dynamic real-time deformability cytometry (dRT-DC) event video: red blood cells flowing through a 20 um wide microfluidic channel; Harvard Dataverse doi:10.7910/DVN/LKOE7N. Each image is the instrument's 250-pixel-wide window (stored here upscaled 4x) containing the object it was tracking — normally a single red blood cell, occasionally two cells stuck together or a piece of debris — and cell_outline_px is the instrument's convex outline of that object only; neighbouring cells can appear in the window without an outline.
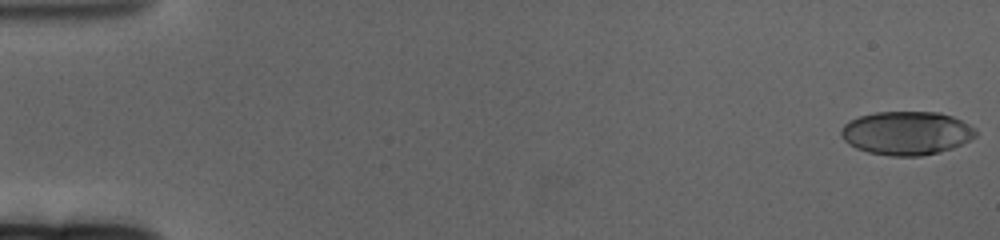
{"species": "human", "species_latin": "Homo sapiens", "temperature_condition": "cold", "stored_images_in_passage": 62, "camera_frame_rate_fps": 3000, "um_per_image_px": 0.085, "donor": {"sex": "female"}, "frame": {"image": 1, "passage_image": 1, "time_ms": 0.0, "image_size_px": [1000, 240], "cell_outline_px": [[964, 140], [948, 148], [936, 152], [916, 156], [900, 156], [872, 152], [860, 148], [852, 144], [844, 136], [844, 128], [852, 120], [860, 116], [880, 112], [932, 112], [948, 116], [960, 120]], "centroid_in_image_um": [76.87, 11.3], "position_along_channel_um": 8.1, "area_um2": 30.92}}
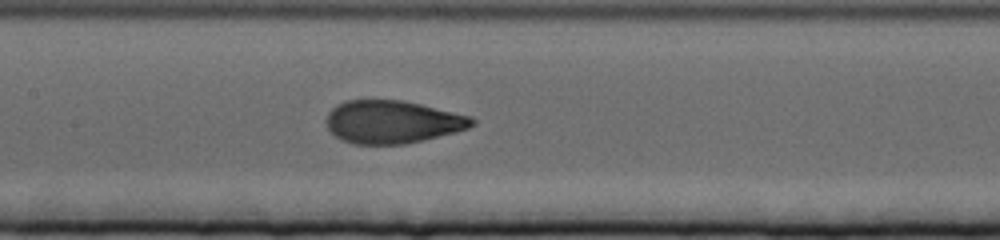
{"frame": {"image": 2, "passage_image": 31, "time_ms": 10.0, "image_size_px": [1000, 240], "cell_outline_px": [[472, 124], [464, 128], [452, 132], [420, 140], [396, 144], [356, 144], [344, 140], [336, 136], [328, 128], [328, 116], [332, 108], [348, 100], [396, 100], [416, 104], [468, 116], [472, 120]], "centroid_in_image_um": [33.26, 10.36], "position_along_channel_um": 174.1, "area_um2": 34.74}}
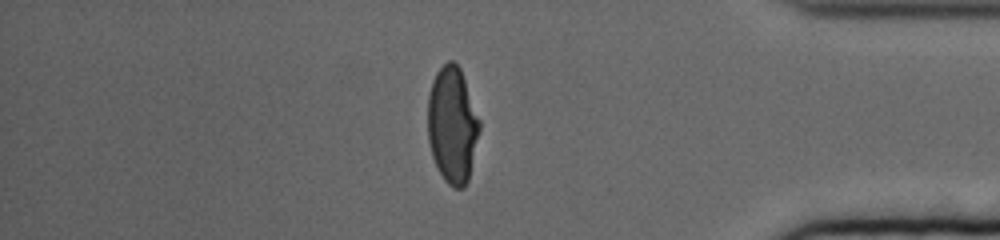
{"frame": {"image": 3, "passage_image": 54, "time_ms": 17.667, "image_size_px": [1000, 240], "cell_outline_px": [[480, 128], [468, 180], [460, 188], [456, 188], [448, 184], [440, 172], [432, 156], [428, 140], [428, 96], [436, 72], [448, 60], [452, 60], [460, 68], [480, 120]], "centroid_in_image_um": [38.44, 10.6], "position_along_channel_um": 396.8, "area_um2": 34.62}}